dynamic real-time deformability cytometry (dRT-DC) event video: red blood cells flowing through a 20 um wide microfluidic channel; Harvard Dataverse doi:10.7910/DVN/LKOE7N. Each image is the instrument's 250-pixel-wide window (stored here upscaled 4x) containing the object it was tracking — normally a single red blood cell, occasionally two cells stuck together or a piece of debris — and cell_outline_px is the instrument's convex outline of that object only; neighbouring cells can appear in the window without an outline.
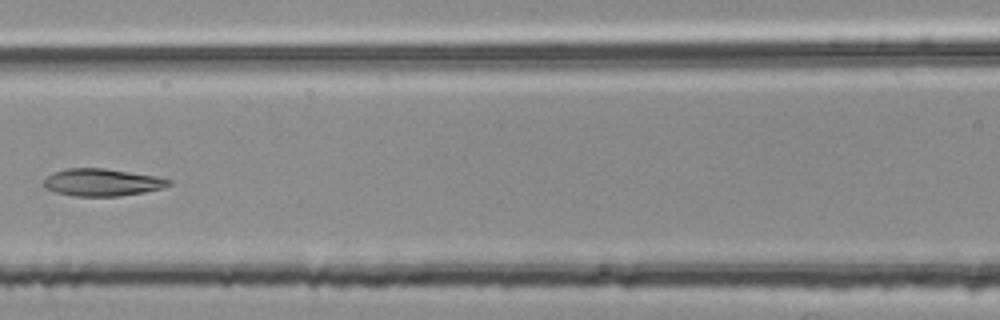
{"species": "common noctule bat (a hibernating species)", "species_latin": "Nyctalus noctula", "temperature_condition": "room temperature", "stored_images_in_passage": 4, "camera_frame_rate_fps": 3000, "um_per_image_px": 0.085, "animal": {"sex": "female", "body_mass_g": 25.1}, "frame": {"image": 1, "passage_image": 4, "time_ms": 1.0, "image_size_px": [1000, 320], "cell_outline_px": [[172, 184], [160, 188], [144, 192], [120, 196], [72, 196], [56, 192], [48, 188], [44, 184], [44, 180], [52, 172], [68, 168], [104, 168], [156, 176], [172, 180]], "centroid_in_image_um": [8.69, 15.49], "position_along_channel_um": 157.9, "area_um2": 19.77}}